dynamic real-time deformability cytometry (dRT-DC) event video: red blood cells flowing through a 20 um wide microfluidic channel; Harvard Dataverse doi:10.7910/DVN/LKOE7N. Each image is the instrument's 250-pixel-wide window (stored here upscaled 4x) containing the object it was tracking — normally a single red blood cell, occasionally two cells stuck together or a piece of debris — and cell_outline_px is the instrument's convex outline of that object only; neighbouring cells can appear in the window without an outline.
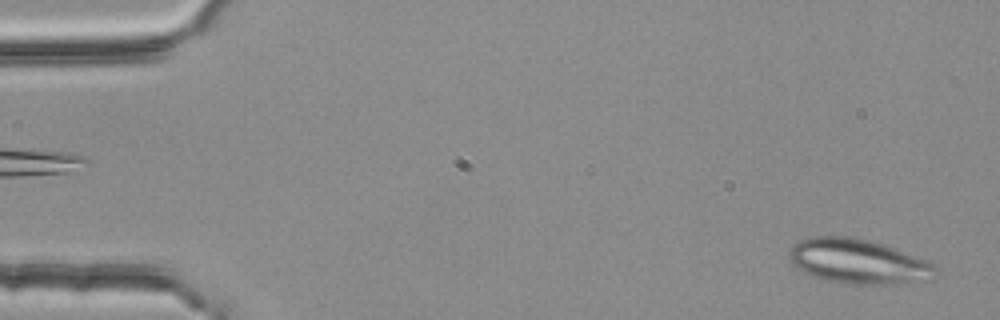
{"species": "common noctule bat (a hibernating species)", "species_latin": "Nyctalus noctula", "temperature_condition": "room temperature", "stored_images_in_passage": 3, "segment_of_instrument_passage": [2, 2], "camera_frame_rate_fps": 3000, "um_per_image_px": 0.085, "animal": {"sex": "female", "body_mass_g": 25.1}, "frame": {"image": 1, "passage_image": 3, "time_ms": 0.667, "image_size_px": [1000, 320], "cell_outline_px": [[940, 272], [932, 280], [884, 284], [852, 284], [824, 280], [812, 276], [792, 264], [792, 248], [800, 240], [812, 236], [852, 236], [868, 240], [892, 248], [924, 260], [932, 264]], "centroid_in_image_um": [72.98, 22.23], "position_along_channel_um": 12.0, "area_um2": 37.45}}